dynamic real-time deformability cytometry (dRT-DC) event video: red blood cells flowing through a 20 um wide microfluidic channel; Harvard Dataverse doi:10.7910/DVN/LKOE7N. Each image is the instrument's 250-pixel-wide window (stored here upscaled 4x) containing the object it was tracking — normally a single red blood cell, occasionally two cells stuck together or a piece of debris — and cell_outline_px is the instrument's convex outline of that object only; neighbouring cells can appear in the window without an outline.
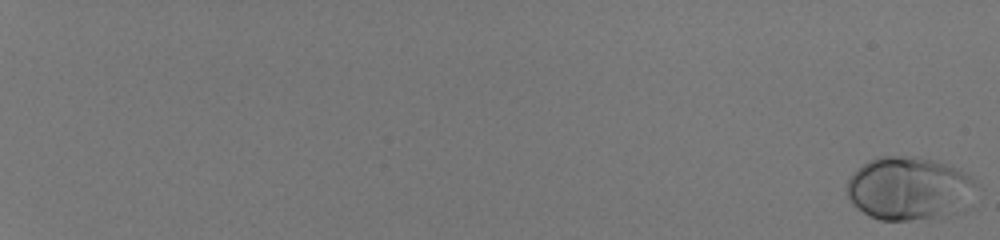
{"species": "human", "species_latin": "Homo sapiens", "temperature_condition": "room temperature", "stored_images_in_passage": 18, "camera_frame_rate_fps": 3000, "um_per_image_px": 0.085, "donor": {"sex": "male"}, "frame": {"image": 1, "passage_image": 1, "time_ms": 0.0, "image_size_px": [1000, 240], "cell_outline_px": [[972, 184], [932, 216], [908, 220], [880, 220], [864, 212], [848, 196], [848, 180], [864, 164], [880, 156], [916, 156], [932, 160], [960, 168], [972, 180]], "centroid_in_image_um": [76.98, 15.9], "position_along_channel_um": 8.0, "area_um2": 43.18}}